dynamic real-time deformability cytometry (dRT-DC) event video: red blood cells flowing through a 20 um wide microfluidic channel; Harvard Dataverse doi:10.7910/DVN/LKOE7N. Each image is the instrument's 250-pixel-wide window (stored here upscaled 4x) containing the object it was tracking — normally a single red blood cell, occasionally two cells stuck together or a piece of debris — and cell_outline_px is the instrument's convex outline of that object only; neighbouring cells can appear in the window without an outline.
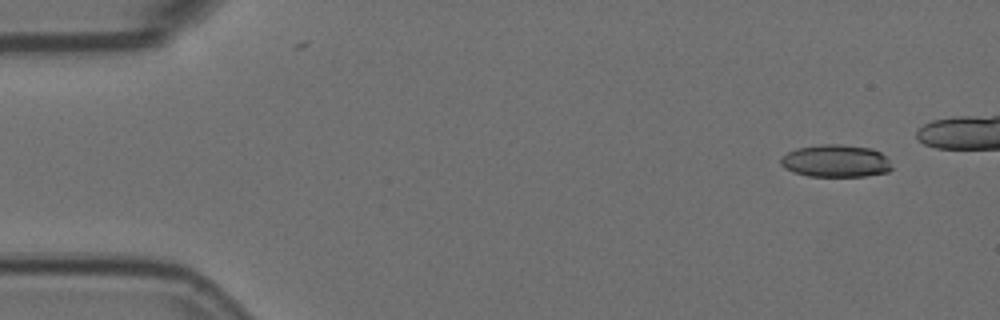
{"species": "Egyptian fruit bat (a non-hibernating species)", "species_latin": "Rousettus aegyptiacus", "temperature_condition": "room temperature", "stored_images_in_passage": 5, "camera_frame_rate_fps": 3000, "um_per_image_px": 0.085, "animal": {"sex": "female"}, "frame": {"image": 1, "passage_image": 1, "time_ms": 0.0, "image_size_px": [1000, 320], "cell_outline_px": [[892, 168], [888, 172], [864, 176], [808, 176], [792, 172], [784, 168], [780, 164], [780, 160], [788, 152], [796, 148], [820, 144], [840, 144], [872, 148], [888, 156]], "centroid_in_image_um": [71.05, 13.68], "position_along_channel_um": 13.9, "area_um2": 21.21}}